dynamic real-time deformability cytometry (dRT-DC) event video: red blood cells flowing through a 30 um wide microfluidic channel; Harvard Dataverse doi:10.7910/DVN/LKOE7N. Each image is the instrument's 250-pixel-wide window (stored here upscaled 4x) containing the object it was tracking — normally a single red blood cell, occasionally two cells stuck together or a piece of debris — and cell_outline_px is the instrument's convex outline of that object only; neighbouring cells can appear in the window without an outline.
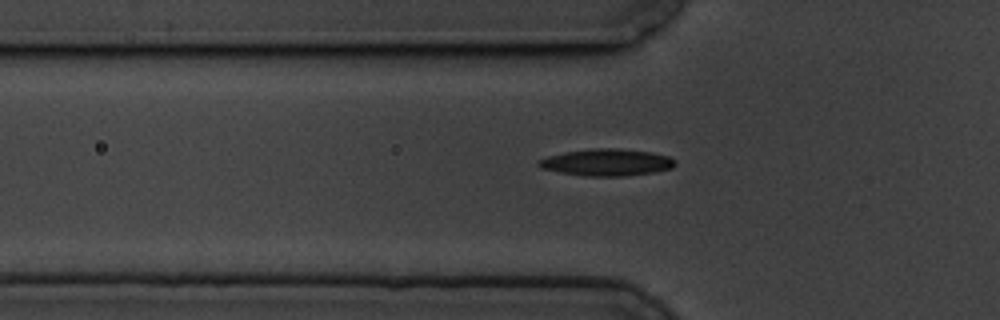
{"species": "common noctule bat (a hibernating species)", "species_latin": "Nyctalus noctula", "temperature_condition": "cold", "stored_images_in_passage": 40, "camera_frame_rate_fps": 3000, "um_per_image_px": 0.085, "animal": {"sex": "male", "body_mass_g": 19.5, "forearm_length_mm": 54.6}, "frame": {"image": 1, "passage_image": 5, "time_ms": 1.333, "image_size_px": [1000, 320], "cell_outline_px": [[676, 164], [672, 168], [652, 172], [624, 176], [584, 176], [560, 172], [540, 168], [536, 164], [536, 160], [548, 156], [564, 152], [596, 148], [616, 148], [652, 152], [668, 156], [676, 160]], "centroid_in_image_um": [51.55, 13.8], "position_along_channel_um": 74.3, "area_um2": 21.44}}
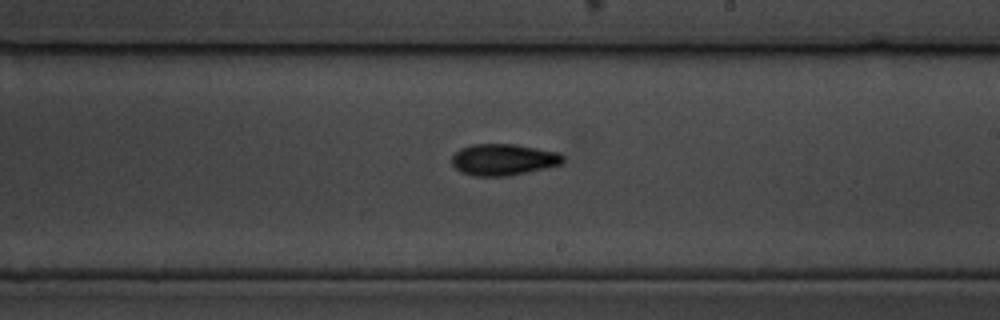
{"frame": {"image": 2, "passage_image": 20, "time_ms": 6.333, "image_size_px": [1000, 320], "cell_outline_px": [[564, 164], [528, 172], [508, 176], [476, 176], [460, 172], [452, 164], [452, 156], [460, 148], [472, 144], [516, 144], [560, 152], [564, 156]], "centroid_in_image_um": [42.83, 13.56], "position_along_channel_um": 246.2, "area_um2": 20.63}}
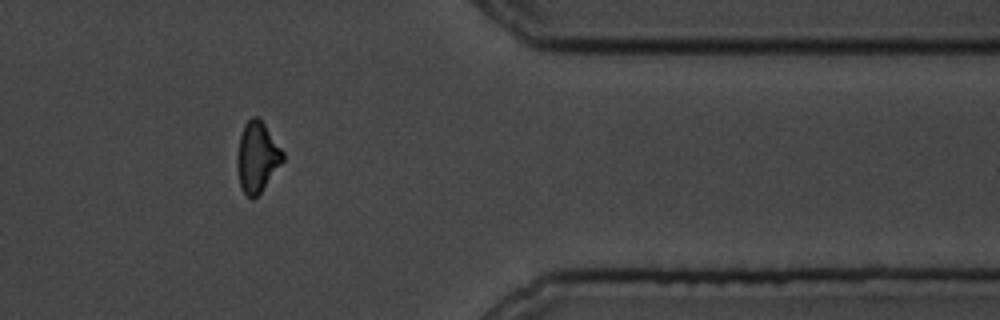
{"frame": {"image": 3, "passage_image": 34, "time_ms": 11.0, "image_size_px": [1000, 320], "cell_outline_px": [[284, 160], [260, 192], [252, 200], [240, 188], [236, 168], [236, 156], [240, 136], [244, 124], [252, 116], [256, 116], [264, 124], [284, 152]], "centroid_in_image_um": [21.83, 13.35], "position_along_channel_um": 389.6, "area_um2": 18.67}}